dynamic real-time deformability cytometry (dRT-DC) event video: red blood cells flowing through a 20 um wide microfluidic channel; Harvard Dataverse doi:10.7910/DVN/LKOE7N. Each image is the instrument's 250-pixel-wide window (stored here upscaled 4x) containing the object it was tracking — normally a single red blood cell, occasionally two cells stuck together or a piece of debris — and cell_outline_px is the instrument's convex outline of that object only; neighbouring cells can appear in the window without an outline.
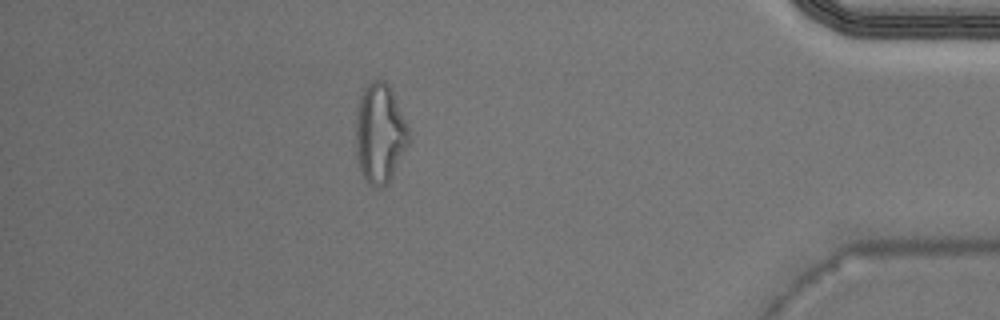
{"species": "Egyptian fruit bat (a non-hibernating species)", "species_latin": "Rousettus aegyptiacus", "temperature_condition": "warm", "stored_images_in_passage": 35, "camera_frame_rate_fps": 3000, "um_per_image_px": 0.085, "animal": {"sex": "male"}, "frame": {"image": 1, "passage_image": 30, "time_ms": 9.667, "image_size_px": [1000, 320], "cell_outline_px": [[408, 144], [388, 184], [376, 188], [368, 184], [360, 168], [356, 156], [356, 104], [364, 88], [372, 80], [384, 80], [388, 84], [408, 124]], "centroid_in_image_um": [32.27, 11.33], "position_along_channel_um": 402.9, "area_um2": 30.69}}